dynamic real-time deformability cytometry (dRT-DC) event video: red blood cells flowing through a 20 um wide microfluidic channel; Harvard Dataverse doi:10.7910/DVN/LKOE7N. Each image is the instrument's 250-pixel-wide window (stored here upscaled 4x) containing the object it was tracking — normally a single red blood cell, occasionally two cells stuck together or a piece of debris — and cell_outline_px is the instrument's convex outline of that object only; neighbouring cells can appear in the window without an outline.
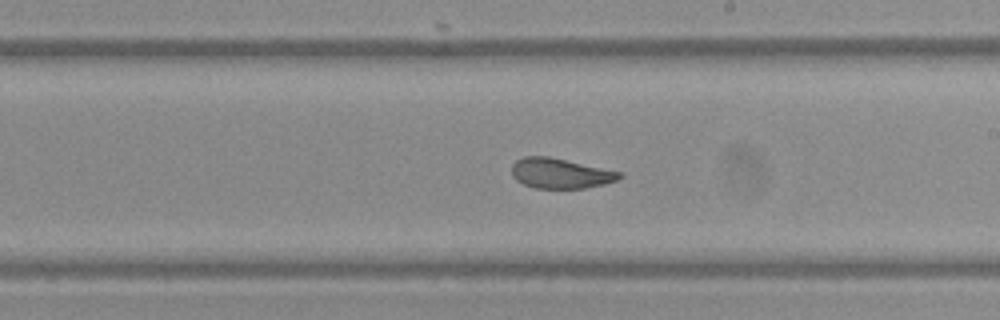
{"species": "Egyptian fruit bat (a non-hibernating species)", "species_latin": "Rousettus aegyptiacus", "temperature_condition": "warm", "stored_images_in_passage": 32, "camera_frame_rate_fps": 3000, "um_per_image_px": 0.085, "frame": {"image": 1, "passage_image": 10, "time_ms": 3.0, "image_size_px": [1000, 320], "cell_outline_px": [[624, 176], [616, 180], [604, 184], [584, 188], [536, 188], [524, 184], [516, 180], [512, 176], [512, 164], [516, 160], [524, 156], [548, 156], [624, 172]], "centroid_in_image_um": [47.65, 14.72], "position_along_channel_um": 241.4, "area_um2": 19.02}}
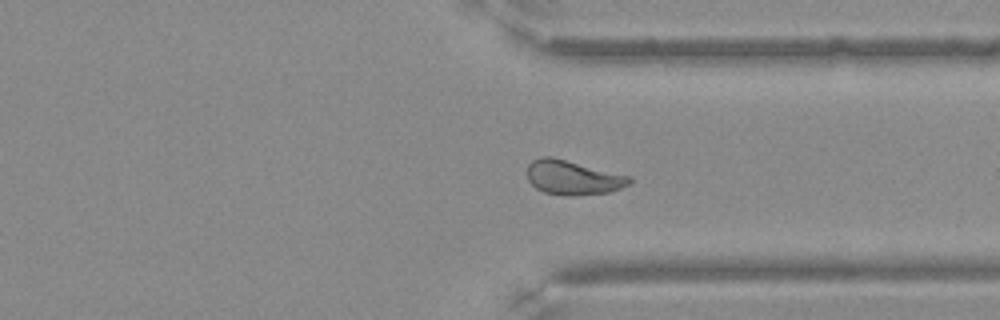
{"frame": {"image": 2, "passage_image": 19, "time_ms": 6.0, "image_size_px": [1000, 320], "cell_outline_px": [[632, 180], [628, 184], [620, 188], [608, 192], [576, 196], [564, 196], [544, 192], [536, 188], [528, 180], [528, 164], [532, 160], [540, 156], [552, 156], [632, 176]], "centroid_in_image_um": [48.69, 15.08], "position_along_channel_um": 362.7, "area_um2": 20.69}}